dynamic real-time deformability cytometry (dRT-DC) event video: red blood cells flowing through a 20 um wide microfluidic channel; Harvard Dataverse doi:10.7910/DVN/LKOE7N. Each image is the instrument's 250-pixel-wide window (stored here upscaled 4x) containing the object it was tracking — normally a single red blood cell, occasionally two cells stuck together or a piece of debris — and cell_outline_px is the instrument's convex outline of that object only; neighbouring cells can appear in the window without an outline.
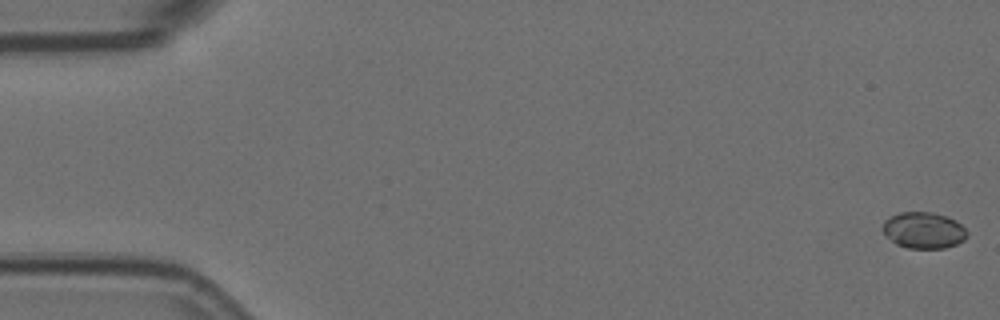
{"species": "Egyptian fruit bat (a non-hibernating species)", "species_latin": "Rousettus aegyptiacus", "temperature_condition": "room temperature", "stored_images_in_passage": 5, "camera_frame_rate_fps": 3000, "um_per_image_px": 0.085, "animal": {"sex": "female"}, "frame": {"image": 1, "passage_image": 1, "time_ms": 0.0, "image_size_px": [1000, 320], "cell_outline_px": [[968, 236], [964, 240], [956, 244], [944, 248], [908, 248], [896, 244], [880, 228], [884, 220], [900, 212], [932, 212], [948, 216], [956, 220], [968, 232]], "centroid_in_image_um": [78.52, 19.56], "position_along_channel_um": 6.5, "area_um2": 17.92}}